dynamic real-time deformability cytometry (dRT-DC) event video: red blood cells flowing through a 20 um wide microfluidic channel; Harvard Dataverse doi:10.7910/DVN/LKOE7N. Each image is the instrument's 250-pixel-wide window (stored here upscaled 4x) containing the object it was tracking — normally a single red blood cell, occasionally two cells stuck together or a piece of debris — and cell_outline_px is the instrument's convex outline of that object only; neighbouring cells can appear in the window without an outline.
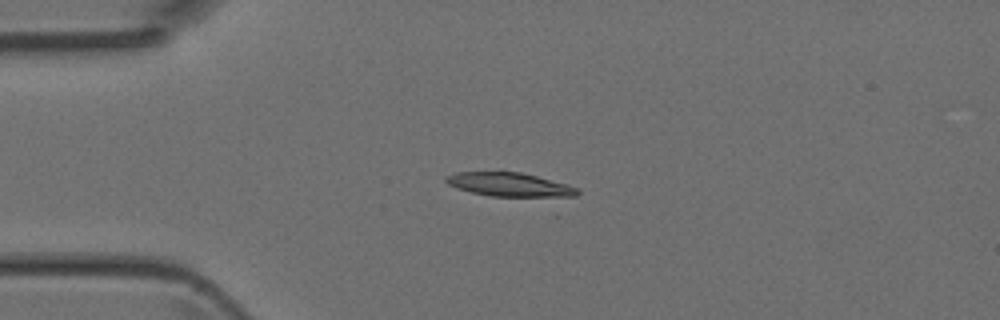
{"species": "Egyptian fruit bat (a non-hibernating species)", "species_latin": "Rousettus aegyptiacus", "temperature_condition": "room temperature", "stored_images_in_passage": 5, "camera_frame_rate_fps": 3000, "um_per_image_px": 0.085, "animal": {"sex": "female"}, "frame": {"image": 1, "passage_image": 4, "time_ms": 1.0, "image_size_px": [1000, 320], "cell_outline_px": [[580, 192], [576, 196], [556, 200], [488, 196], [456, 188], [448, 184], [444, 180], [444, 176], [456, 172], [520, 172], [568, 184], [576, 188]], "centroid_in_image_um": [43.43, 15.75], "position_along_channel_um": 41.6, "area_um2": 19.31}}
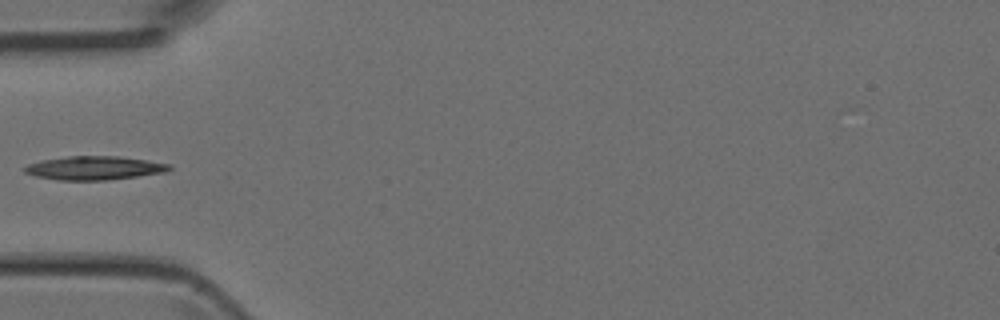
{"frame": {"image": 2, "passage_image": 5, "time_ms": 1.333, "image_size_px": [1000, 320], "cell_outline_px": [[172, 168], [164, 172], [108, 180], [56, 180], [36, 176], [24, 172], [24, 168], [28, 164], [44, 160], [68, 156], [120, 156], [172, 164]], "centroid_in_image_um": [8.03, 14.28], "position_along_channel_um": 77.0, "area_um2": 19.83}}